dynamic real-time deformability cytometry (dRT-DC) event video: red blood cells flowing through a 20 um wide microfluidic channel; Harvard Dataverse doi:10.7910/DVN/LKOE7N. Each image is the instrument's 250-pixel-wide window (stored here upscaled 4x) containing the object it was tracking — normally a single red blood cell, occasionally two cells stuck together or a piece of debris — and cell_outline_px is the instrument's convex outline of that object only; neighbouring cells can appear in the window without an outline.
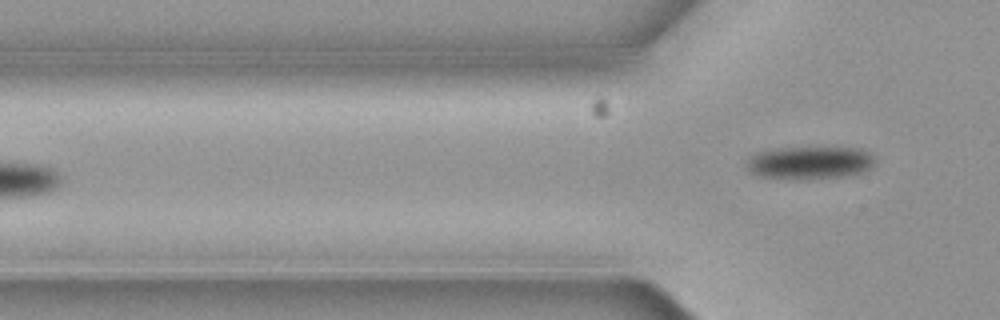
{"species": "common noctule bat (a hibernating species)", "species_latin": "Nyctalus noctula", "temperature_condition": "cold", "stored_images_in_passage": 6, "camera_frame_rate_fps": 3000, "um_per_image_px": 0.085, "animal": {"sex": "female", "body_mass_g": 19.3, "forearm_length_mm": 54.1}, "frame": {"image": 1, "passage_image": 6, "time_ms": 1.667, "image_size_px": [1000, 320], "cell_outline_px": [[876, 164], [872, 168], [864, 172], [844, 176], [764, 176], [752, 172], [748, 168], [748, 160], [756, 152], [776, 148], [860, 148], [868, 152], [876, 160]], "centroid_in_image_um": [68.94, 13.77], "position_along_channel_um": 56.9, "area_um2": 23.29}}